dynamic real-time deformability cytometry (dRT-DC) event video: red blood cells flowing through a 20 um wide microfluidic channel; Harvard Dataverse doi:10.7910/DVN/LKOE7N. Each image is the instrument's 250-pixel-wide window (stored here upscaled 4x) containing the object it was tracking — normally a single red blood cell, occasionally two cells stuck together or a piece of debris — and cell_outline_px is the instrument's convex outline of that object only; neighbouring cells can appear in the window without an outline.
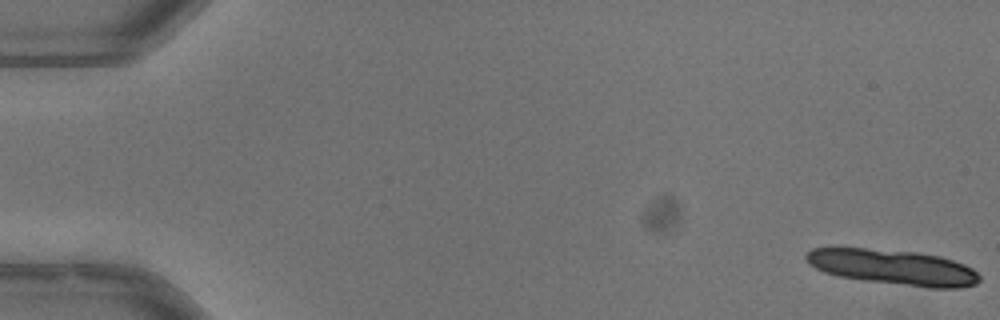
{"species": "common noctule bat (a hibernating species)", "species_latin": "Nyctalus noctula", "temperature_condition": "warm", "stored_images_in_passage": 15, "camera_frame_rate_fps": 3000, "um_per_image_px": 0.085, "animal": {"sex": "male", "body_mass_g": 13.3}, "frame": {"image": 1, "passage_image": 1, "time_ms": 0.0, "image_size_px": [1000, 320], "cell_outline_px": [[980, 280], [976, 284], [960, 288], [928, 288], [864, 280], [840, 276], [824, 272], [808, 264], [804, 256], [812, 248], [864, 248], [916, 252], [940, 256], [964, 264], [972, 268], [980, 276]], "centroid_in_image_um": [75.93, 22.72], "position_along_channel_um": 9.1, "area_um2": 35.6}}